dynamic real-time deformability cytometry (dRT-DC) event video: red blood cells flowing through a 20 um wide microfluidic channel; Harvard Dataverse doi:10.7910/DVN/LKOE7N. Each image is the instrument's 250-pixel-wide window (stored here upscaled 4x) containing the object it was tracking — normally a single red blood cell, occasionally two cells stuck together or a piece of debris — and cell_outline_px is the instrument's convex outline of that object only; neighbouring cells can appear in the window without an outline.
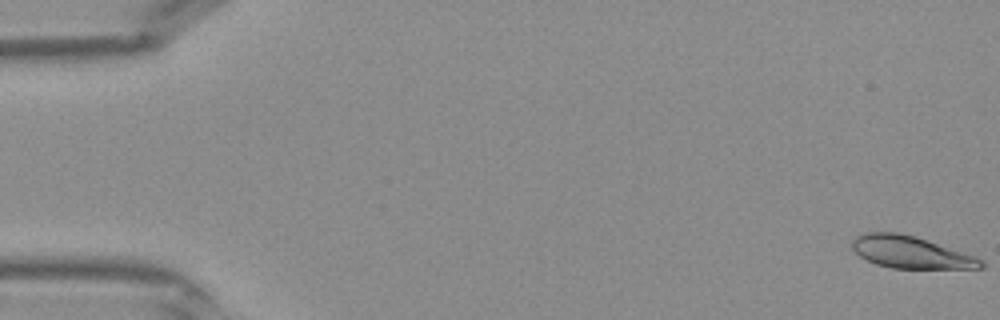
{"species": "Egyptian fruit bat (a non-hibernating species)", "species_latin": "Rousettus aegyptiacus", "temperature_condition": "warm", "stored_images_in_passage": 43, "segment_of_instrument_passage": [1, 2], "camera_frame_rate_fps": 3000, "um_per_image_px": 0.085, "frame": {"image": 1, "passage_image": 1, "time_ms": 0.0, "image_size_px": [1000, 320], "cell_outline_px": [[984, 268], [892, 268], [876, 264], [860, 256], [852, 248], [852, 240], [856, 236], [868, 232], [896, 232], [912, 236], [976, 256], [984, 260]], "centroid_in_image_um": [77.41, 21.45], "position_along_channel_um": 7.6, "area_um2": 23.7}}
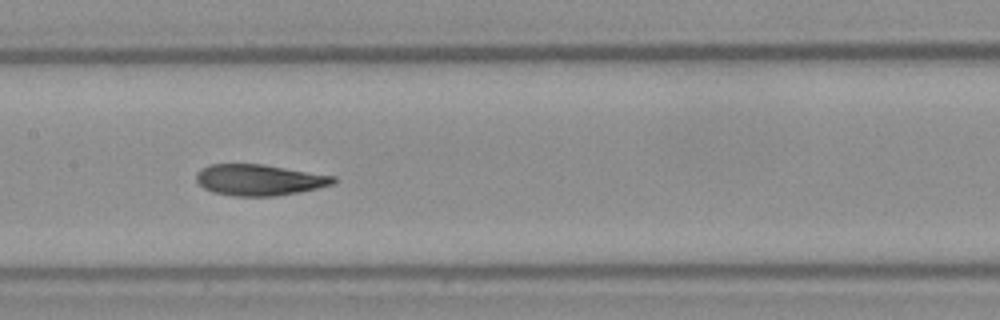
{"frame": {"image": 2, "passage_image": 21, "time_ms": 6.667, "image_size_px": [1000, 320], "cell_outline_px": [[336, 180], [332, 184], [316, 188], [276, 196], [232, 196], [212, 192], [204, 188], [196, 180], [196, 172], [200, 168], [208, 164], [264, 164], [336, 176]], "centroid_in_image_um": [21.99, 15.28], "position_along_channel_um": 185.4, "area_um2": 24.91}}
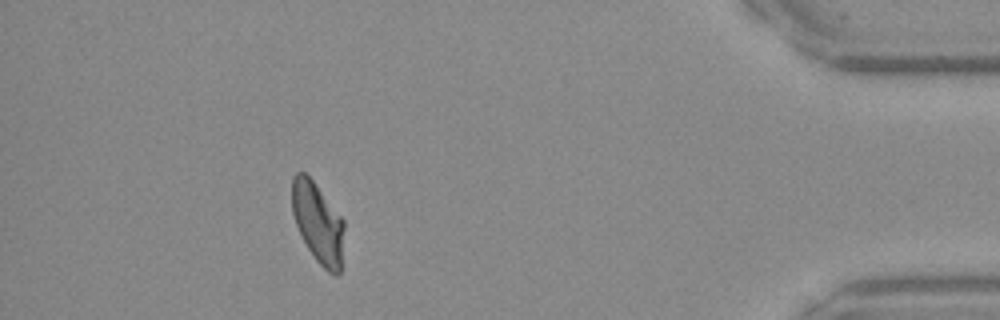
{"frame": {"image": 3, "passage_image": 38, "time_ms": 12.333, "image_size_px": [1000, 320], "cell_outline_px": [[344, 228], [340, 272], [336, 276], [328, 272], [316, 260], [308, 248], [296, 224], [292, 212], [292, 176], [296, 172], [304, 172], [312, 180], [344, 220]], "centroid_in_image_um": [27.02, 18.93], "position_along_channel_um": 408.2, "area_um2": 24.1}}